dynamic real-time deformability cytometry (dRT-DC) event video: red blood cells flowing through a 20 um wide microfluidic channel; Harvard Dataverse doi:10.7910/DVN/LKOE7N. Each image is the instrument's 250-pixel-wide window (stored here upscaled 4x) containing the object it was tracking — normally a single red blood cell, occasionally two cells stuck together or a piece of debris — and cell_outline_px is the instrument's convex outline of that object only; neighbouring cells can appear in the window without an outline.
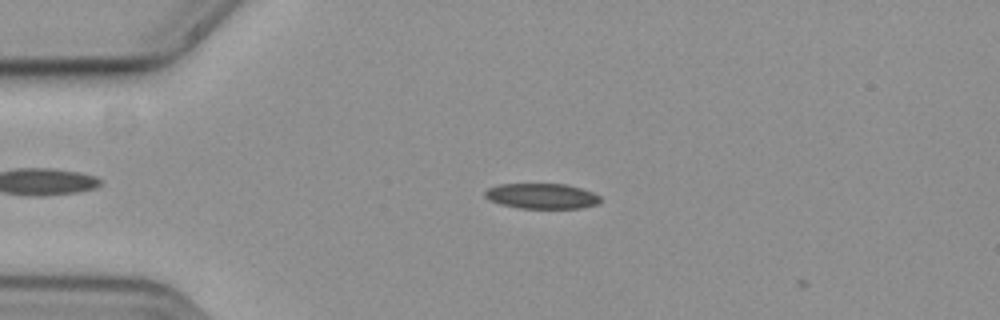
{"species": "common noctule bat (a hibernating species)", "species_latin": "Nyctalus noctula", "temperature_condition": "cold", "stored_images_in_passage": 12, "camera_frame_rate_fps": 3000, "um_per_image_px": 0.085, "animal": {"sex": "female", "body_mass_g": 19.3, "forearm_length_mm": 54.1}, "frame": {"image": 1, "passage_image": 8, "time_ms": 2.333, "image_size_px": [1000, 320], "cell_outline_px": [[600, 200], [596, 204], [580, 208], [516, 208], [500, 204], [488, 200], [484, 196], [484, 192], [488, 188], [500, 184], [564, 184], [580, 188], [592, 192], [600, 196]], "centroid_in_image_um": [46.0, 16.67], "position_along_channel_um": 39.0, "area_um2": 16.99}}